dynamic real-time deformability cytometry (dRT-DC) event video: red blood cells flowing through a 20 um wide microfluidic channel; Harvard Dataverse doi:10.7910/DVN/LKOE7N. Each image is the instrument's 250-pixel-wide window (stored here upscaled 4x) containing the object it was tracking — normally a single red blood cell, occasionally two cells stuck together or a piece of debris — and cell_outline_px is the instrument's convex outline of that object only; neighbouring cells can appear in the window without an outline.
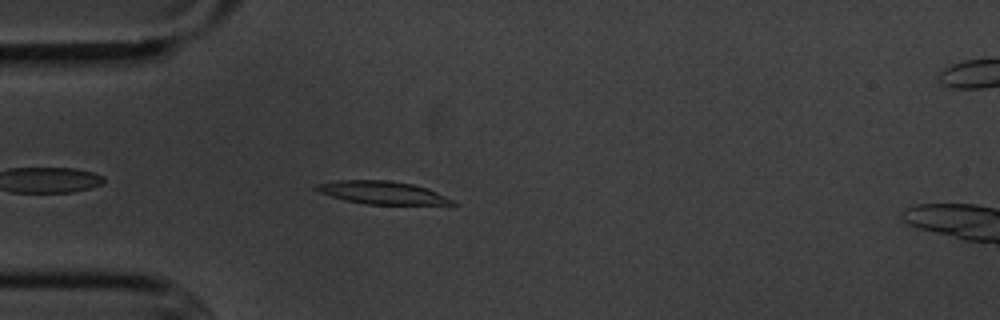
{"species": "common noctule bat (a hibernating species)", "species_latin": "Nyctalus noctula", "temperature_condition": "cold", "stored_images_in_passage": 6, "camera_frame_rate_fps": 3000, "um_per_image_px": 0.085, "animal": {"sex": "male", "body_mass_g": 20.1, "forearm_length_mm": 53.5}, "frame": {"image": 1, "passage_image": 5, "time_ms": 4.667, "image_size_px": [1000, 320], "cell_outline_px": [[460, 204], [452, 208], [448, 208], [368, 204], [348, 200], [332, 196], [320, 192], [312, 188], [316, 184], [336, 180], [388, 180], [412, 184], [428, 188]], "centroid_in_image_um": [32.73, 16.44], "position_along_channel_um": 52.3, "area_um2": 19.19}}